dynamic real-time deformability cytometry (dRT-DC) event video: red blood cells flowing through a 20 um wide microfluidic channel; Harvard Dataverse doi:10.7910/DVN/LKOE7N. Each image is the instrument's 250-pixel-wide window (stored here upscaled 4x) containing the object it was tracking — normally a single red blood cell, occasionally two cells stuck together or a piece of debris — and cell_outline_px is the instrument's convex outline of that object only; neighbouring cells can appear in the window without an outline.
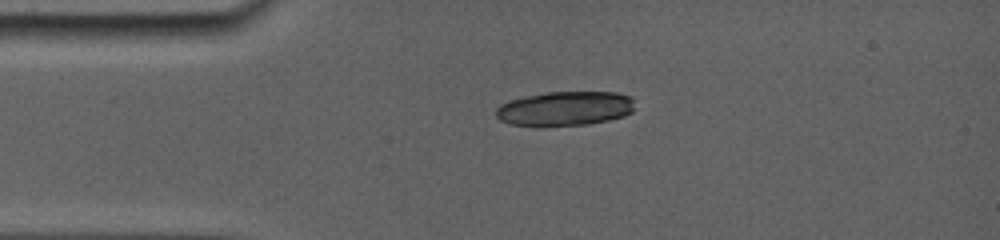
{"species": "common noctule bat (a hibernating species)", "species_latin": "Nyctalus noctula", "temperature_condition": "room temperature", "stored_images_in_passage": 3, "camera_frame_rate_fps": 5000, "um_per_image_px": 0.085, "animal": {"sex": "female", "body_mass_g": 19.0, "forearm_length_mm": 56.7}, "frame": {"image": 1, "passage_image": 1, "time_ms": 0.0, "image_size_px": [1000, 240], "cell_outline_px": [[636, 108], [632, 112], [624, 116], [608, 120], [584, 124], [512, 124], [500, 120], [496, 116], [496, 108], [500, 104], [524, 96], [548, 92], [616, 92], [632, 96]], "centroid_in_image_um": [48.1, 9.19], "position_along_channel_um": 36.9, "area_um2": 27.34}}